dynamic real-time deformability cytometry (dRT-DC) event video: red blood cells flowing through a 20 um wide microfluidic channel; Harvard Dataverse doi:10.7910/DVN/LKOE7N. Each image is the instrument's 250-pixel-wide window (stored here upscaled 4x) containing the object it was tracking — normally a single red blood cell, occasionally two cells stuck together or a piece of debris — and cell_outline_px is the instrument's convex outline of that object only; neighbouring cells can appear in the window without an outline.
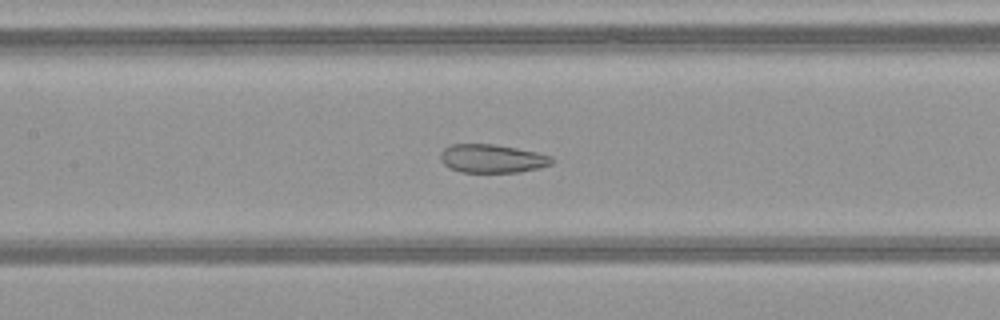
{"species": "common noctule bat (a hibernating species)", "species_latin": "Nyctalus noctula", "temperature_condition": "warm", "stored_images_in_passage": 51, "camera_frame_rate_fps": 3000, "um_per_image_px": 0.085, "animal": {"sex": "female", "body_mass_g": 21.9}, "frame": {"image": 1, "passage_image": 25, "time_ms": 8.0, "image_size_px": [1000, 320], "cell_outline_px": [[552, 164], [540, 168], [520, 172], [460, 172], [444, 164], [440, 160], [440, 152], [444, 148], [452, 144], [492, 144], [516, 148], [536, 152], [552, 156]], "centroid_in_image_um": [41.83, 13.48], "position_along_channel_um": 165.6, "area_um2": 18.44}}
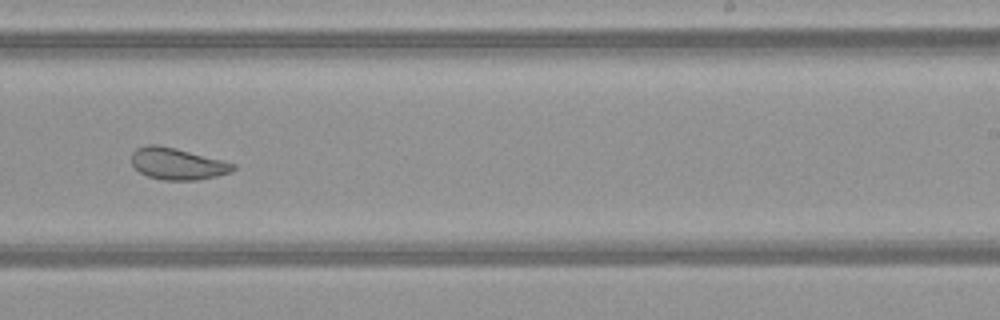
{"frame": {"image": 2, "passage_image": 33, "time_ms": 10.667, "image_size_px": [1000, 320], "cell_outline_px": [[236, 168], [232, 172], [200, 180], [164, 180], [148, 176], [140, 172], [132, 164], [132, 152], [136, 148], [148, 144], [160, 144], [176, 148], [236, 164]], "centroid_in_image_um": [15.08, 13.91], "position_along_channel_um": 273.9, "area_um2": 18.79}}
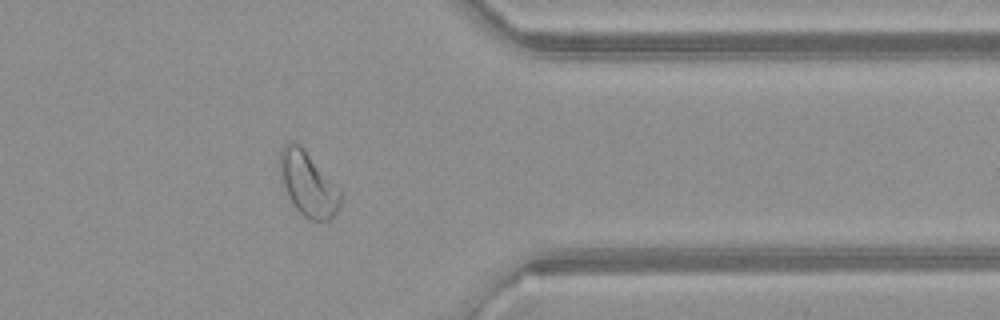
{"frame": {"image": 3, "passage_image": 42, "time_ms": 13.667, "image_size_px": [1000, 320], "cell_outline_px": [[340, 204], [336, 212], [328, 220], [308, 220], [296, 208], [288, 196], [280, 180], [280, 152], [284, 144], [292, 140], [296, 140], [300, 144], [340, 188]], "centroid_in_image_um": [26.16, 15.6], "position_along_channel_um": 385.2, "area_um2": 22.77}, "authors_computed_cell_mechanics": {"area_um2": 24.6806, "velocity_mm_per_s": 4.0766, "shape_relaxation_time_tau1_ms": null, "shape_relaxation_time_tau2_ms": 1.4142, "deformation_change_tau1": null, "deformation_change_tau2": 0.0642}}